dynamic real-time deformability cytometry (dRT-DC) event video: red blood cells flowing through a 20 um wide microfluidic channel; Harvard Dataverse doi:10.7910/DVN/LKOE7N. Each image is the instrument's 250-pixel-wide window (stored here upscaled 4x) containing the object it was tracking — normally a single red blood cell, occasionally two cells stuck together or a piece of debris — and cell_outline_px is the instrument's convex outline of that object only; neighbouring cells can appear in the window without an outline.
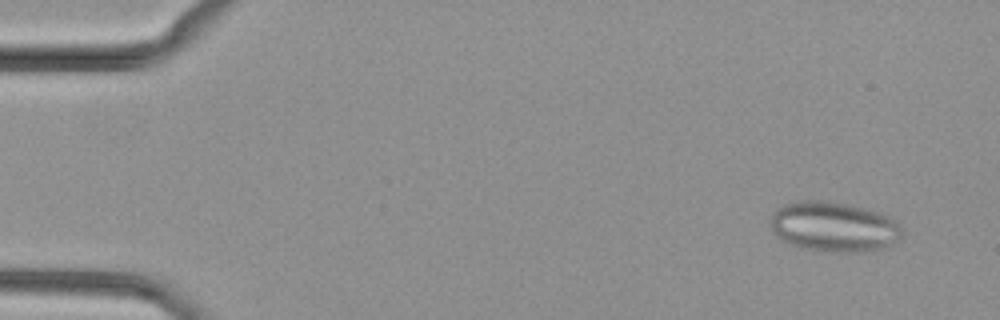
{"species": "common noctule bat (a hibernating species)", "species_latin": "Nyctalus noctula", "temperature_condition": "cold", "stored_images_in_passage": 48, "segment_of_instrument_passage": [1, 2], "camera_frame_rate_fps": 3000, "um_per_image_px": 0.085, "animal": {"sex": "female", "body_mass_g": 29.2, "forearm_length_mm": 56.3}, "frame": {"image": 1, "passage_image": 2, "time_ms": 0.333, "image_size_px": [1000, 320], "cell_outline_px": [[900, 240], [884, 248], [872, 252], [836, 252], [804, 248], [788, 244], [780, 240], [776, 236], [772, 228], [772, 216], [784, 204], [800, 200], [828, 200], [848, 204], [864, 208], [888, 216], [900, 228]], "centroid_in_image_um": [70.87, 19.29], "position_along_channel_um": 14.1, "area_um2": 38.21}}